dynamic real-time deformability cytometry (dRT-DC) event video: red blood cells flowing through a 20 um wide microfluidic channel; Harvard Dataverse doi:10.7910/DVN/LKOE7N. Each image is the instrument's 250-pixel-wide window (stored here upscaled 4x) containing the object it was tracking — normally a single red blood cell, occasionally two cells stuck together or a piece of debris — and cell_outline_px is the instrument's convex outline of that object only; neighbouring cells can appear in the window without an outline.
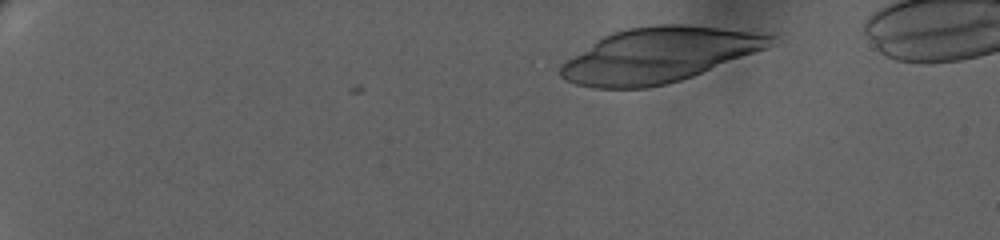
{"species": "human", "species_latin": "Homo sapiens", "temperature_condition": "warm", "stored_images_in_passage": 43, "camera_frame_rate_fps": 3000, "um_per_image_px": 0.085, "donor": {"sex": "female"}, "frame": {"image": 1, "passage_image": 1, "time_ms": 0.0, "image_size_px": [1000, 240], "cell_outline_px": [[776, 36], [772, 44], [764, 48], [692, 76], [668, 84], [648, 88], [596, 88], [576, 84], [560, 76], [560, 68], [568, 60], [604, 36], [612, 32], [628, 28], [660, 24], [680, 24], [716, 28], [748, 32]], "centroid_in_image_um": [55.95, 4.69], "position_along_channel_um": 29.0, "area_um2": 65.43}}